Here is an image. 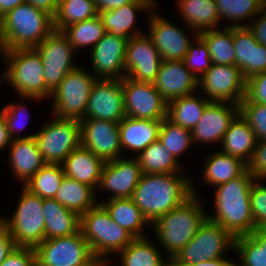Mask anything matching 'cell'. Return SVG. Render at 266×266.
I'll list each match as a JSON object with an SVG mask.
<instances>
[{"mask_svg": "<svg viewBox=\"0 0 266 266\" xmlns=\"http://www.w3.org/2000/svg\"><path fill=\"white\" fill-rule=\"evenodd\" d=\"M192 182L186 173H142L131 198L152 224L193 196Z\"/></svg>", "mask_w": 266, "mask_h": 266, "instance_id": "1", "label": "cell"}, {"mask_svg": "<svg viewBox=\"0 0 266 266\" xmlns=\"http://www.w3.org/2000/svg\"><path fill=\"white\" fill-rule=\"evenodd\" d=\"M255 178L247 169L229 182L214 189V213H207L208 219L218 223L234 238L249 235L255 229L251 213L250 190Z\"/></svg>", "mask_w": 266, "mask_h": 266, "instance_id": "2", "label": "cell"}, {"mask_svg": "<svg viewBox=\"0 0 266 266\" xmlns=\"http://www.w3.org/2000/svg\"><path fill=\"white\" fill-rule=\"evenodd\" d=\"M192 192L193 196L186 202L159 217L150 227L155 235L156 244L163 248L170 261L194 238L208 218L195 182H192Z\"/></svg>", "mask_w": 266, "mask_h": 266, "instance_id": "3", "label": "cell"}, {"mask_svg": "<svg viewBox=\"0 0 266 266\" xmlns=\"http://www.w3.org/2000/svg\"><path fill=\"white\" fill-rule=\"evenodd\" d=\"M79 230L102 266H112L114 255L117 257L135 239L111 219L100 203L80 216Z\"/></svg>", "mask_w": 266, "mask_h": 266, "instance_id": "4", "label": "cell"}, {"mask_svg": "<svg viewBox=\"0 0 266 266\" xmlns=\"http://www.w3.org/2000/svg\"><path fill=\"white\" fill-rule=\"evenodd\" d=\"M6 81L21 99L46 101V85L40 54L35 48L4 50ZM42 100V101H41Z\"/></svg>", "mask_w": 266, "mask_h": 266, "instance_id": "5", "label": "cell"}, {"mask_svg": "<svg viewBox=\"0 0 266 266\" xmlns=\"http://www.w3.org/2000/svg\"><path fill=\"white\" fill-rule=\"evenodd\" d=\"M53 30V17L26 2L2 16L5 50L35 48Z\"/></svg>", "mask_w": 266, "mask_h": 266, "instance_id": "6", "label": "cell"}, {"mask_svg": "<svg viewBox=\"0 0 266 266\" xmlns=\"http://www.w3.org/2000/svg\"><path fill=\"white\" fill-rule=\"evenodd\" d=\"M18 201L13 214L0 216V222L17 247L35 248L45 240L43 199L22 185Z\"/></svg>", "mask_w": 266, "mask_h": 266, "instance_id": "7", "label": "cell"}, {"mask_svg": "<svg viewBox=\"0 0 266 266\" xmlns=\"http://www.w3.org/2000/svg\"><path fill=\"white\" fill-rule=\"evenodd\" d=\"M34 138L46 164H62L81 145L80 120L51 114Z\"/></svg>", "mask_w": 266, "mask_h": 266, "instance_id": "8", "label": "cell"}, {"mask_svg": "<svg viewBox=\"0 0 266 266\" xmlns=\"http://www.w3.org/2000/svg\"><path fill=\"white\" fill-rule=\"evenodd\" d=\"M96 80L97 78L81 65L70 71L51 94V114L61 118L83 119Z\"/></svg>", "mask_w": 266, "mask_h": 266, "instance_id": "9", "label": "cell"}, {"mask_svg": "<svg viewBox=\"0 0 266 266\" xmlns=\"http://www.w3.org/2000/svg\"><path fill=\"white\" fill-rule=\"evenodd\" d=\"M234 241L235 238L228 231L207 218L194 238L171 261V265H187L226 257L225 253L234 251Z\"/></svg>", "mask_w": 266, "mask_h": 266, "instance_id": "10", "label": "cell"}, {"mask_svg": "<svg viewBox=\"0 0 266 266\" xmlns=\"http://www.w3.org/2000/svg\"><path fill=\"white\" fill-rule=\"evenodd\" d=\"M34 251L36 259L48 266H102L80 230L67 237L45 239Z\"/></svg>", "mask_w": 266, "mask_h": 266, "instance_id": "11", "label": "cell"}, {"mask_svg": "<svg viewBox=\"0 0 266 266\" xmlns=\"http://www.w3.org/2000/svg\"><path fill=\"white\" fill-rule=\"evenodd\" d=\"M35 49L42 59L48 100L64 77L79 66L74 61L76 51L63 32L57 30H53Z\"/></svg>", "mask_w": 266, "mask_h": 266, "instance_id": "12", "label": "cell"}, {"mask_svg": "<svg viewBox=\"0 0 266 266\" xmlns=\"http://www.w3.org/2000/svg\"><path fill=\"white\" fill-rule=\"evenodd\" d=\"M246 80L236 65L212 64L198 79V93L214 102L239 104L245 95Z\"/></svg>", "mask_w": 266, "mask_h": 266, "instance_id": "13", "label": "cell"}, {"mask_svg": "<svg viewBox=\"0 0 266 266\" xmlns=\"http://www.w3.org/2000/svg\"><path fill=\"white\" fill-rule=\"evenodd\" d=\"M125 115L131 118L163 120L167 117V102L152 82L122 79Z\"/></svg>", "mask_w": 266, "mask_h": 266, "instance_id": "14", "label": "cell"}, {"mask_svg": "<svg viewBox=\"0 0 266 266\" xmlns=\"http://www.w3.org/2000/svg\"><path fill=\"white\" fill-rule=\"evenodd\" d=\"M151 11L147 18L148 36L158 50L162 60H183L190 44L198 35L188 37L180 25L173 24L171 20L156 13V8ZM166 18V19H165ZM185 32V33H184Z\"/></svg>", "mask_w": 266, "mask_h": 266, "instance_id": "15", "label": "cell"}, {"mask_svg": "<svg viewBox=\"0 0 266 266\" xmlns=\"http://www.w3.org/2000/svg\"><path fill=\"white\" fill-rule=\"evenodd\" d=\"M118 124L102 119H81V146L90 150L104 162L126 156L122 153Z\"/></svg>", "mask_w": 266, "mask_h": 266, "instance_id": "16", "label": "cell"}, {"mask_svg": "<svg viewBox=\"0 0 266 266\" xmlns=\"http://www.w3.org/2000/svg\"><path fill=\"white\" fill-rule=\"evenodd\" d=\"M125 116L122 79H97L92 86L84 118L119 123Z\"/></svg>", "mask_w": 266, "mask_h": 266, "instance_id": "17", "label": "cell"}, {"mask_svg": "<svg viewBox=\"0 0 266 266\" xmlns=\"http://www.w3.org/2000/svg\"><path fill=\"white\" fill-rule=\"evenodd\" d=\"M142 175L141 166L136 157L122 156L105 162L96 190L108 192L110 199L131 198Z\"/></svg>", "mask_w": 266, "mask_h": 266, "instance_id": "18", "label": "cell"}, {"mask_svg": "<svg viewBox=\"0 0 266 266\" xmlns=\"http://www.w3.org/2000/svg\"><path fill=\"white\" fill-rule=\"evenodd\" d=\"M161 63L158 50L145 32L128 40L124 61L126 77L153 83Z\"/></svg>", "mask_w": 266, "mask_h": 266, "instance_id": "19", "label": "cell"}, {"mask_svg": "<svg viewBox=\"0 0 266 266\" xmlns=\"http://www.w3.org/2000/svg\"><path fill=\"white\" fill-rule=\"evenodd\" d=\"M128 39L105 32L102 39L90 50L91 74L97 79H123Z\"/></svg>", "mask_w": 266, "mask_h": 266, "instance_id": "20", "label": "cell"}, {"mask_svg": "<svg viewBox=\"0 0 266 266\" xmlns=\"http://www.w3.org/2000/svg\"><path fill=\"white\" fill-rule=\"evenodd\" d=\"M239 114V104L211 101L198 124L191 130L193 144H221L225 132Z\"/></svg>", "mask_w": 266, "mask_h": 266, "instance_id": "21", "label": "cell"}, {"mask_svg": "<svg viewBox=\"0 0 266 266\" xmlns=\"http://www.w3.org/2000/svg\"><path fill=\"white\" fill-rule=\"evenodd\" d=\"M153 83L155 89L167 103L198 93V79L186 67L183 60H162Z\"/></svg>", "mask_w": 266, "mask_h": 266, "instance_id": "22", "label": "cell"}, {"mask_svg": "<svg viewBox=\"0 0 266 266\" xmlns=\"http://www.w3.org/2000/svg\"><path fill=\"white\" fill-rule=\"evenodd\" d=\"M157 5L156 0H135L114 10L99 11L98 16L105 32L129 40L144 32L136 26L137 13L146 11L149 15Z\"/></svg>", "mask_w": 266, "mask_h": 266, "instance_id": "23", "label": "cell"}, {"mask_svg": "<svg viewBox=\"0 0 266 266\" xmlns=\"http://www.w3.org/2000/svg\"><path fill=\"white\" fill-rule=\"evenodd\" d=\"M235 65L245 80L266 71V46L259 43L248 27H233Z\"/></svg>", "mask_w": 266, "mask_h": 266, "instance_id": "24", "label": "cell"}, {"mask_svg": "<svg viewBox=\"0 0 266 266\" xmlns=\"http://www.w3.org/2000/svg\"><path fill=\"white\" fill-rule=\"evenodd\" d=\"M7 150L12 174L18 183H22L20 186L25 185L46 164L34 137L14 139Z\"/></svg>", "mask_w": 266, "mask_h": 266, "instance_id": "25", "label": "cell"}, {"mask_svg": "<svg viewBox=\"0 0 266 266\" xmlns=\"http://www.w3.org/2000/svg\"><path fill=\"white\" fill-rule=\"evenodd\" d=\"M161 123L162 120L125 116L118 124L122 153L129 150L133 153L132 157L138 156L147 146L158 140Z\"/></svg>", "mask_w": 266, "mask_h": 266, "instance_id": "26", "label": "cell"}, {"mask_svg": "<svg viewBox=\"0 0 266 266\" xmlns=\"http://www.w3.org/2000/svg\"><path fill=\"white\" fill-rule=\"evenodd\" d=\"M179 17L190 33L220 28V17L215 0H178L175 4ZM219 25V26H218Z\"/></svg>", "mask_w": 266, "mask_h": 266, "instance_id": "27", "label": "cell"}, {"mask_svg": "<svg viewBox=\"0 0 266 266\" xmlns=\"http://www.w3.org/2000/svg\"><path fill=\"white\" fill-rule=\"evenodd\" d=\"M105 162L83 146L75 148L62 162L65 176L97 190Z\"/></svg>", "mask_w": 266, "mask_h": 266, "instance_id": "28", "label": "cell"}, {"mask_svg": "<svg viewBox=\"0 0 266 266\" xmlns=\"http://www.w3.org/2000/svg\"><path fill=\"white\" fill-rule=\"evenodd\" d=\"M257 139L254 131L239 113L224 134L218 149L222 153L241 159L248 163L256 147Z\"/></svg>", "mask_w": 266, "mask_h": 266, "instance_id": "29", "label": "cell"}, {"mask_svg": "<svg viewBox=\"0 0 266 266\" xmlns=\"http://www.w3.org/2000/svg\"><path fill=\"white\" fill-rule=\"evenodd\" d=\"M98 203L107 210L115 223L130 232L135 238L147 236L145 229H149L151 224L143 216L132 198H117L107 201L105 199V202L99 200Z\"/></svg>", "mask_w": 266, "mask_h": 266, "instance_id": "30", "label": "cell"}, {"mask_svg": "<svg viewBox=\"0 0 266 266\" xmlns=\"http://www.w3.org/2000/svg\"><path fill=\"white\" fill-rule=\"evenodd\" d=\"M204 162L201 178L213 188L239 177L247 169V164L241 159L218 150L209 153Z\"/></svg>", "mask_w": 266, "mask_h": 266, "instance_id": "31", "label": "cell"}, {"mask_svg": "<svg viewBox=\"0 0 266 266\" xmlns=\"http://www.w3.org/2000/svg\"><path fill=\"white\" fill-rule=\"evenodd\" d=\"M45 239L67 237L79 231L80 216L54 198L43 199Z\"/></svg>", "mask_w": 266, "mask_h": 266, "instance_id": "32", "label": "cell"}, {"mask_svg": "<svg viewBox=\"0 0 266 266\" xmlns=\"http://www.w3.org/2000/svg\"><path fill=\"white\" fill-rule=\"evenodd\" d=\"M96 190L87 184L64 176L54 199L81 216L98 204Z\"/></svg>", "mask_w": 266, "mask_h": 266, "instance_id": "33", "label": "cell"}, {"mask_svg": "<svg viewBox=\"0 0 266 266\" xmlns=\"http://www.w3.org/2000/svg\"><path fill=\"white\" fill-rule=\"evenodd\" d=\"M158 244L147 237L135 238L125 249L121 250L117 264L121 266H171V261L162 256Z\"/></svg>", "mask_w": 266, "mask_h": 266, "instance_id": "34", "label": "cell"}, {"mask_svg": "<svg viewBox=\"0 0 266 266\" xmlns=\"http://www.w3.org/2000/svg\"><path fill=\"white\" fill-rule=\"evenodd\" d=\"M210 102L196 93L174 99L167 103L166 118L176 125L192 130Z\"/></svg>", "mask_w": 266, "mask_h": 266, "instance_id": "35", "label": "cell"}, {"mask_svg": "<svg viewBox=\"0 0 266 266\" xmlns=\"http://www.w3.org/2000/svg\"><path fill=\"white\" fill-rule=\"evenodd\" d=\"M136 159L145 174L184 173L181 162H178L159 140L147 146Z\"/></svg>", "mask_w": 266, "mask_h": 266, "instance_id": "36", "label": "cell"}, {"mask_svg": "<svg viewBox=\"0 0 266 266\" xmlns=\"http://www.w3.org/2000/svg\"><path fill=\"white\" fill-rule=\"evenodd\" d=\"M215 2L221 23L223 24V20L229 21L230 24L225 27L232 28L247 27L264 8L263 0H215Z\"/></svg>", "mask_w": 266, "mask_h": 266, "instance_id": "37", "label": "cell"}, {"mask_svg": "<svg viewBox=\"0 0 266 266\" xmlns=\"http://www.w3.org/2000/svg\"><path fill=\"white\" fill-rule=\"evenodd\" d=\"M224 25L219 29L203 31L199 36L207 44L213 64L235 65L233 28L224 27Z\"/></svg>", "mask_w": 266, "mask_h": 266, "instance_id": "38", "label": "cell"}, {"mask_svg": "<svg viewBox=\"0 0 266 266\" xmlns=\"http://www.w3.org/2000/svg\"><path fill=\"white\" fill-rule=\"evenodd\" d=\"M98 15L94 0H59L55 16L54 30L62 31L77 22L94 18Z\"/></svg>", "mask_w": 266, "mask_h": 266, "instance_id": "39", "label": "cell"}, {"mask_svg": "<svg viewBox=\"0 0 266 266\" xmlns=\"http://www.w3.org/2000/svg\"><path fill=\"white\" fill-rule=\"evenodd\" d=\"M63 34L76 52L79 49H92L103 37L105 30L100 17L77 22L65 27ZM91 47V48H90Z\"/></svg>", "mask_w": 266, "mask_h": 266, "instance_id": "40", "label": "cell"}, {"mask_svg": "<svg viewBox=\"0 0 266 266\" xmlns=\"http://www.w3.org/2000/svg\"><path fill=\"white\" fill-rule=\"evenodd\" d=\"M158 140L178 162L194 145L191 130L176 125L167 118L162 120Z\"/></svg>", "mask_w": 266, "mask_h": 266, "instance_id": "41", "label": "cell"}, {"mask_svg": "<svg viewBox=\"0 0 266 266\" xmlns=\"http://www.w3.org/2000/svg\"><path fill=\"white\" fill-rule=\"evenodd\" d=\"M64 176L61 164H45L24 186L42 199H51Z\"/></svg>", "mask_w": 266, "mask_h": 266, "instance_id": "42", "label": "cell"}, {"mask_svg": "<svg viewBox=\"0 0 266 266\" xmlns=\"http://www.w3.org/2000/svg\"><path fill=\"white\" fill-rule=\"evenodd\" d=\"M234 251L240 259L236 266H266V249L251 234L236 237Z\"/></svg>", "mask_w": 266, "mask_h": 266, "instance_id": "43", "label": "cell"}, {"mask_svg": "<svg viewBox=\"0 0 266 266\" xmlns=\"http://www.w3.org/2000/svg\"><path fill=\"white\" fill-rule=\"evenodd\" d=\"M186 67L199 79L212 66L208 46L198 35L185 54L183 59Z\"/></svg>", "mask_w": 266, "mask_h": 266, "instance_id": "44", "label": "cell"}, {"mask_svg": "<svg viewBox=\"0 0 266 266\" xmlns=\"http://www.w3.org/2000/svg\"><path fill=\"white\" fill-rule=\"evenodd\" d=\"M20 101H21L20 103L21 105L19 104V102L17 104L15 102H11V103H7L3 105V108H1L0 110V112L4 116V119L6 121L7 128H8V132L12 140L32 138L35 135V132L33 134H29L25 136H23L22 134L21 135L18 134V133H21V130L23 128H25V126L28 123L27 119L29 118L28 117L29 113L27 112V110L29 109H26L27 106L25 103L23 104L22 100Z\"/></svg>", "mask_w": 266, "mask_h": 266, "instance_id": "45", "label": "cell"}, {"mask_svg": "<svg viewBox=\"0 0 266 266\" xmlns=\"http://www.w3.org/2000/svg\"><path fill=\"white\" fill-rule=\"evenodd\" d=\"M239 113L254 131L257 141H266V105L240 102Z\"/></svg>", "mask_w": 266, "mask_h": 266, "instance_id": "46", "label": "cell"}, {"mask_svg": "<svg viewBox=\"0 0 266 266\" xmlns=\"http://www.w3.org/2000/svg\"><path fill=\"white\" fill-rule=\"evenodd\" d=\"M255 179L250 190L251 213L256 228L266 227V184Z\"/></svg>", "mask_w": 266, "mask_h": 266, "instance_id": "47", "label": "cell"}, {"mask_svg": "<svg viewBox=\"0 0 266 266\" xmlns=\"http://www.w3.org/2000/svg\"><path fill=\"white\" fill-rule=\"evenodd\" d=\"M241 102L266 105V71L246 80L245 95Z\"/></svg>", "mask_w": 266, "mask_h": 266, "instance_id": "48", "label": "cell"}, {"mask_svg": "<svg viewBox=\"0 0 266 266\" xmlns=\"http://www.w3.org/2000/svg\"><path fill=\"white\" fill-rule=\"evenodd\" d=\"M247 171L258 180L266 181V141H257Z\"/></svg>", "mask_w": 266, "mask_h": 266, "instance_id": "49", "label": "cell"}, {"mask_svg": "<svg viewBox=\"0 0 266 266\" xmlns=\"http://www.w3.org/2000/svg\"><path fill=\"white\" fill-rule=\"evenodd\" d=\"M35 260L34 248L16 247L0 266H33Z\"/></svg>", "mask_w": 266, "mask_h": 266, "instance_id": "50", "label": "cell"}, {"mask_svg": "<svg viewBox=\"0 0 266 266\" xmlns=\"http://www.w3.org/2000/svg\"><path fill=\"white\" fill-rule=\"evenodd\" d=\"M255 39L266 46V7L247 26Z\"/></svg>", "mask_w": 266, "mask_h": 266, "instance_id": "51", "label": "cell"}, {"mask_svg": "<svg viewBox=\"0 0 266 266\" xmlns=\"http://www.w3.org/2000/svg\"><path fill=\"white\" fill-rule=\"evenodd\" d=\"M16 247L17 246L7 228L0 222V264Z\"/></svg>", "mask_w": 266, "mask_h": 266, "instance_id": "52", "label": "cell"}, {"mask_svg": "<svg viewBox=\"0 0 266 266\" xmlns=\"http://www.w3.org/2000/svg\"><path fill=\"white\" fill-rule=\"evenodd\" d=\"M59 0H25L26 3L55 16Z\"/></svg>", "mask_w": 266, "mask_h": 266, "instance_id": "53", "label": "cell"}, {"mask_svg": "<svg viewBox=\"0 0 266 266\" xmlns=\"http://www.w3.org/2000/svg\"><path fill=\"white\" fill-rule=\"evenodd\" d=\"M135 0H94L98 12L104 10H114Z\"/></svg>", "mask_w": 266, "mask_h": 266, "instance_id": "54", "label": "cell"}, {"mask_svg": "<svg viewBox=\"0 0 266 266\" xmlns=\"http://www.w3.org/2000/svg\"><path fill=\"white\" fill-rule=\"evenodd\" d=\"M171 266H236V261L227 257L218 258L215 260H205L187 265H171Z\"/></svg>", "mask_w": 266, "mask_h": 266, "instance_id": "55", "label": "cell"}, {"mask_svg": "<svg viewBox=\"0 0 266 266\" xmlns=\"http://www.w3.org/2000/svg\"><path fill=\"white\" fill-rule=\"evenodd\" d=\"M11 141L12 139L10 138L6 121L3 114L0 112V152L3 150L6 151Z\"/></svg>", "mask_w": 266, "mask_h": 266, "instance_id": "56", "label": "cell"}, {"mask_svg": "<svg viewBox=\"0 0 266 266\" xmlns=\"http://www.w3.org/2000/svg\"><path fill=\"white\" fill-rule=\"evenodd\" d=\"M23 3L25 0H0V16H4L8 11Z\"/></svg>", "mask_w": 266, "mask_h": 266, "instance_id": "57", "label": "cell"}, {"mask_svg": "<svg viewBox=\"0 0 266 266\" xmlns=\"http://www.w3.org/2000/svg\"><path fill=\"white\" fill-rule=\"evenodd\" d=\"M251 235L266 249V227L256 228Z\"/></svg>", "mask_w": 266, "mask_h": 266, "instance_id": "58", "label": "cell"}, {"mask_svg": "<svg viewBox=\"0 0 266 266\" xmlns=\"http://www.w3.org/2000/svg\"><path fill=\"white\" fill-rule=\"evenodd\" d=\"M0 42H4L2 33V17L0 16Z\"/></svg>", "mask_w": 266, "mask_h": 266, "instance_id": "59", "label": "cell"}, {"mask_svg": "<svg viewBox=\"0 0 266 266\" xmlns=\"http://www.w3.org/2000/svg\"><path fill=\"white\" fill-rule=\"evenodd\" d=\"M5 50L4 42H0V54L3 56V52Z\"/></svg>", "mask_w": 266, "mask_h": 266, "instance_id": "60", "label": "cell"}, {"mask_svg": "<svg viewBox=\"0 0 266 266\" xmlns=\"http://www.w3.org/2000/svg\"><path fill=\"white\" fill-rule=\"evenodd\" d=\"M33 266H48V265H44L42 263H40L37 259L35 260L34 262V265Z\"/></svg>", "mask_w": 266, "mask_h": 266, "instance_id": "61", "label": "cell"}, {"mask_svg": "<svg viewBox=\"0 0 266 266\" xmlns=\"http://www.w3.org/2000/svg\"><path fill=\"white\" fill-rule=\"evenodd\" d=\"M4 82L3 73H0V83Z\"/></svg>", "mask_w": 266, "mask_h": 266, "instance_id": "62", "label": "cell"}, {"mask_svg": "<svg viewBox=\"0 0 266 266\" xmlns=\"http://www.w3.org/2000/svg\"><path fill=\"white\" fill-rule=\"evenodd\" d=\"M264 7H266V0H263Z\"/></svg>", "mask_w": 266, "mask_h": 266, "instance_id": "63", "label": "cell"}]
</instances>
